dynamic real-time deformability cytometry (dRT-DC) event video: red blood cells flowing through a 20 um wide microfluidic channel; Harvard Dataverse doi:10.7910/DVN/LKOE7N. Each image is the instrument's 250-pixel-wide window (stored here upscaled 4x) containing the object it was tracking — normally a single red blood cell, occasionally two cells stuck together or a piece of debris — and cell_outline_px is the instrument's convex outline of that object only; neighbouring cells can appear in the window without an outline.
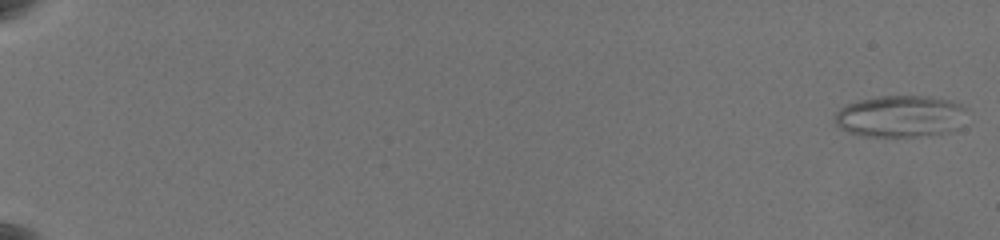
{"species": "common noctule bat (a hibernating species)", "species_latin": "Nyctalus noctula", "temperature_condition": "warm", "stored_images_in_passage": 79, "camera_frame_rate_fps": 3000, "um_per_image_px": 0.085, "animal": {"sex": "female", "body_mass_g": 19.5, "forearm_length_mm": 54.1}, "frame": {"image": 1, "passage_image": 1, "time_ms": 0.0, "image_size_px": [1000, 240], "cell_outline_px": [[968, 108], [956, 128], [948, 132], [928, 136], [860, 136], [848, 132], [840, 128], [836, 124], [836, 112], [840, 108], [848, 104], [860, 100], [876, 96], [928, 96], [948, 100], [960, 104]], "centroid_in_image_um": [76.52, 9.88], "position_along_channel_um": 8.5, "area_um2": 32.02}}
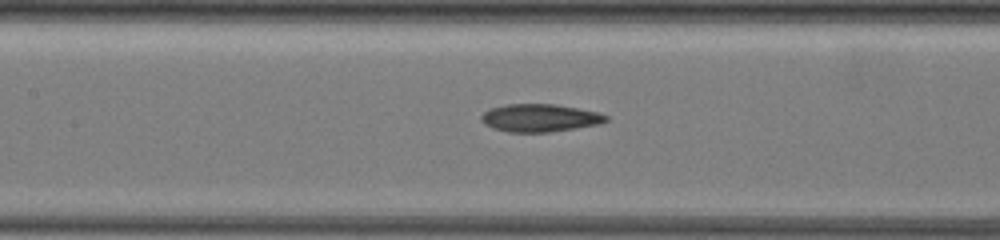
{"frame": {"image": 2, "passage_image": 47, "time_ms": 10.667, "image_size_px": [1000, 240], "cell_outline_px": [[608, 120], [600, 124], [576, 128], [548, 132], [508, 132], [492, 128], [484, 124], [480, 120], [480, 116], [484, 112], [492, 108], [508, 104], [556, 104], [600, 112], [608, 116]], "centroid_in_image_um": [45.9, 10.02], "position_along_channel_um": 161.5, "area_um2": 20.29}}
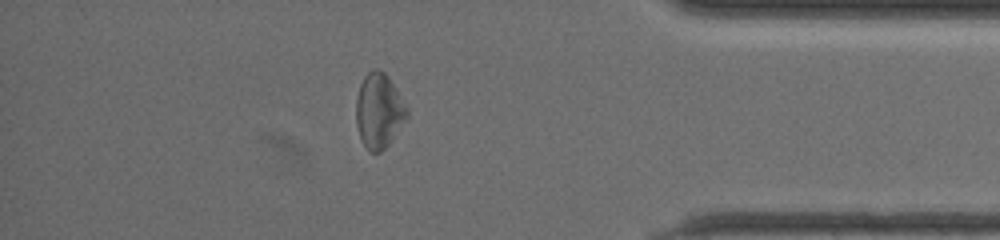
{"frame": {"image": 3, "passage_image": 71, "time_ms": 18.0, "image_size_px": [1000, 240], "cell_outline_px": [[408, 116], [388, 144], [380, 152], [368, 152], [364, 148], [360, 140], [356, 124], [356, 100], [360, 84], [364, 76], [368, 72], [376, 68], [384, 72], [388, 76], [408, 108]], "centroid_in_image_um": [32.18, 9.43], "position_along_channel_um": 403.0, "area_um2": 22.2}, "authors_computed_cell_mechanics": {"area_um2": 22.1374, "velocity_mm_per_s": 3.5912, "shape_relaxation_time_tau1_ms": null, "shape_relaxation_time_tau2_ms": 2.7873, "deformation_change_tau1": null, "deformation_change_tau2": 0.118}}